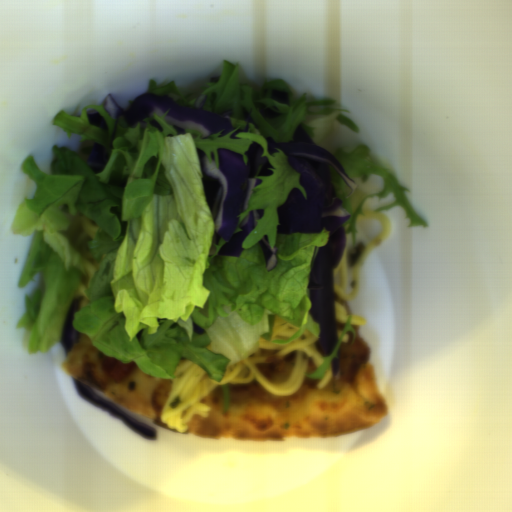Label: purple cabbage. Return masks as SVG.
<instances>
[{
    "mask_svg": "<svg viewBox=\"0 0 512 512\" xmlns=\"http://www.w3.org/2000/svg\"><path fill=\"white\" fill-rule=\"evenodd\" d=\"M265 139L269 156L280 153L278 149L286 155L290 167L299 174L298 183L306 194L304 198L301 190L294 187L277 207V234H319L323 229L329 233L325 245L316 252L307 284L309 313L320 330L315 345L323 355L329 356L338 342L334 269L346 248L344 224L351 217L331 182L330 166L351 190L347 197L354 194L358 185L331 152L311 139L303 122L296 126L289 142H276L270 135Z\"/></svg>",
    "mask_w": 512,
    "mask_h": 512,
    "instance_id": "purple-cabbage-1",
    "label": "purple cabbage"
},
{
    "mask_svg": "<svg viewBox=\"0 0 512 512\" xmlns=\"http://www.w3.org/2000/svg\"><path fill=\"white\" fill-rule=\"evenodd\" d=\"M201 176L207 205L215 227L212 244L219 245L220 238L224 245L217 256L240 257L245 239L253 232L257 220L264 216L263 209L251 210L244 216L238 233H234L239 217L249 205L253 188L262 184L261 178L272 175L274 168L264 155L263 145L258 141L250 143L245 151L247 164L242 154L224 147L216 148L218 168L213 151L210 152L211 163L199 147Z\"/></svg>",
    "mask_w": 512,
    "mask_h": 512,
    "instance_id": "purple-cabbage-2",
    "label": "purple cabbage"
},
{
    "mask_svg": "<svg viewBox=\"0 0 512 512\" xmlns=\"http://www.w3.org/2000/svg\"><path fill=\"white\" fill-rule=\"evenodd\" d=\"M206 102L207 97L202 94L194 102V108H189L177 104L168 94L146 92L137 96L128 109H124L117 104L111 93H107L103 107L109 117H124L127 125L135 127L139 123L141 128L147 125L145 118H151L154 114L162 117L169 110L164 120L173 126L176 134L180 135L185 134L188 129L198 131L202 138L217 132H220L219 138H224L237 128L230 121L234 110L216 114L203 108Z\"/></svg>",
    "mask_w": 512,
    "mask_h": 512,
    "instance_id": "purple-cabbage-3",
    "label": "purple cabbage"
},
{
    "mask_svg": "<svg viewBox=\"0 0 512 512\" xmlns=\"http://www.w3.org/2000/svg\"><path fill=\"white\" fill-rule=\"evenodd\" d=\"M72 380L78 394L88 403L116 419L144 439L154 440L156 438L155 427L131 415L76 378H72Z\"/></svg>",
    "mask_w": 512,
    "mask_h": 512,
    "instance_id": "purple-cabbage-4",
    "label": "purple cabbage"
},
{
    "mask_svg": "<svg viewBox=\"0 0 512 512\" xmlns=\"http://www.w3.org/2000/svg\"><path fill=\"white\" fill-rule=\"evenodd\" d=\"M81 301L82 297L73 298L61 331L60 343L67 354L79 339L78 331L75 330L72 321L75 313L80 309Z\"/></svg>",
    "mask_w": 512,
    "mask_h": 512,
    "instance_id": "purple-cabbage-5",
    "label": "purple cabbage"
},
{
    "mask_svg": "<svg viewBox=\"0 0 512 512\" xmlns=\"http://www.w3.org/2000/svg\"><path fill=\"white\" fill-rule=\"evenodd\" d=\"M84 152L88 154L86 164L92 172L98 173L105 169L110 153L106 146L96 142L91 147H84Z\"/></svg>",
    "mask_w": 512,
    "mask_h": 512,
    "instance_id": "purple-cabbage-6",
    "label": "purple cabbage"
},
{
    "mask_svg": "<svg viewBox=\"0 0 512 512\" xmlns=\"http://www.w3.org/2000/svg\"><path fill=\"white\" fill-rule=\"evenodd\" d=\"M258 244L263 252L264 263L267 272L273 271L278 265L277 247H271L269 235H264Z\"/></svg>",
    "mask_w": 512,
    "mask_h": 512,
    "instance_id": "purple-cabbage-7",
    "label": "purple cabbage"
},
{
    "mask_svg": "<svg viewBox=\"0 0 512 512\" xmlns=\"http://www.w3.org/2000/svg\"><path fill=\"white\" fill-rule=\"evenodd\" d=\"M87 117L90 125H93L97 127L100 130L108 131L109 127L105 120V118L102 116V114L95 110V109H89L87 111Z\"/></svg>",
    "mask_w": 512,
    "mask_h": 512,
    "instance_id": "purple-cabbage-8",
    "label": "purple cabbage"
},
{
    "mask_svg": "<svg viewBox=\"0 0 512 512\" xmlns=\"http://www.w3.org/2000/svg\"><path fill=\"white\" fill-rule=\"evenodd\" d=\"M252 111H253L252 108L248 111L246 107H242V116H243L244 120L246 121V127H245V129H237L236 131H234L230 138H232L234 140L238 139L239 137H237L236 135L240 132H247L249 129L250 123L253 125L255 130L260 128L259 125L252 118Z\"/></svg>",
    "mask_w": 512,
    "mask_h": 512,
    "instance_id": "purple-cabbage-9",
    "label": "purple cabbage"
},
{
    "mask_svg": "<svg viewBox=\"0 0 512 512\" xmlns=\"http://www.w3.org/2000/svg\"><path fill=\"white\" fill-rule=\"evenodd\" d=\"M364 250L365 245L359 242L348 251L347 261L350 266H353L357 262L359 256L362 254Z\"/></svg>",
    "mask_w": 512,
    "mask_h": 512,
    "instance_id": "purple-cabbage-10",
    "label": "purple cabbage"
},
{
    "mask_svg": "<svg viewBox=\"0 0 512 512\" xmlns=\"http://www.w3.org/2000/svg\"><path fill=\"white\" fill-rule=\"evenodd\" d=\"M271 99L281 103L290 106V97L288 92L282 91V90H272Z\"/></svg>",
    "mask_w": 512,
    "mask_h": 512,
    "instance_id": "purple-cabbage-11",
    "label": "purple cabbage"
},
{
    "mask_svg": "<svg viewBox=\"0 0 512 512\" xmlns=\"http://www.w3.org/2000/svg\"><path fill=\"white\" fill-rule=\"evenodd\" d=\"M259 113L263 116V117H266V118H269V119H274L276 117H278L280 114V112H276V111H273L271 110L268 106H267V103H260L259 106Z\"/></svg>",
    "mask_w": 512,
    "mask_h": 512,
    "instance_id": "purple-cabbage-12",
    "label": "purple cabbage"
},
{
    "mask_svg": "<svg viewBox=\"0 0 512 512\" xmlns=\"http://www.w3.org/2000/svg\"><path fill=\"white\" fill-rule=\"evenodd\" d=\"M192 328H193V331L194 333L197 335V336H202L203 334H205V329L202 328L199 324H197L195 321H192Z\"/></svg>",
    "mask_w": 512,
    "mask_h": 512,
    "instance_id": "purple-cabbage-13",
    "label": "purple cabbage"
},
{
    "mask_svg": "<svg viewBox=\"0 0 512 512\" xmlns=\"http://www.w3.org/2000/svg\"><path fill=\"white\" fill-rule=\"evenodd\" d=\"M219 81H220V75L219 74L210 76V82L211 83H218Z\"/></svg>",
    "mask_w": 512,
    "mask_h": 512,
    "instance_id": "purple-cabbage-14",
    "label": "purple cabbage"
}]
</instances>
